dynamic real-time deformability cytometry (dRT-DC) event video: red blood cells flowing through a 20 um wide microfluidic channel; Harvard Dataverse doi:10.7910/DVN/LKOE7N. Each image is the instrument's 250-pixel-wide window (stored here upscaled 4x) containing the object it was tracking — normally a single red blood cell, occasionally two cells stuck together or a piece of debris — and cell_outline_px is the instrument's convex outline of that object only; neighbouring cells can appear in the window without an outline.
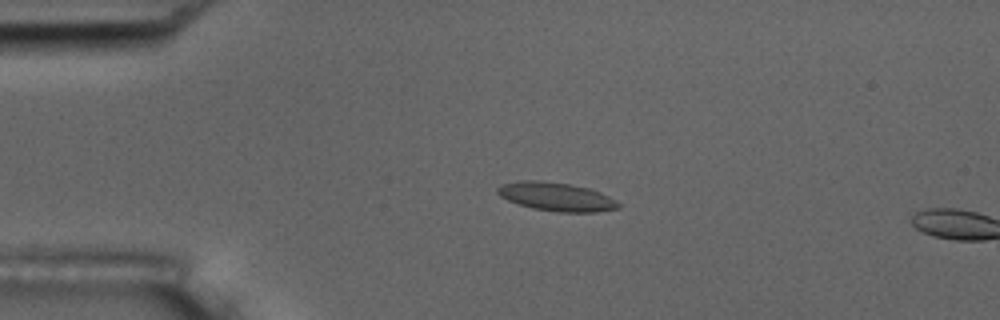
{"species": "common noctule bat (a hibernating species)", "species_latin": "Nyctalus noctula", "temperature_condition": "room temperature", "stored_images_in_passage": 4, "camera_frame_rate_fps": 3000, "um_per_image_px": 0.085, "animal": {"sex": "male", "body_mass_g": 17.5, "forearm_length_mm": 52.3}, "frame": {"image": 1, "passage_image": 3, "time_ms": 2.0, "image_size_px": [1000, 320], "cell_outline_px": [[620, 208], [596, 212], [556, 212], [532, 208], [508, 200], [500, 196], [496, 192], [496, 188], [500, 184], [524, 180], [536, 180], [568, 184], [588, 188], [600, 192], [616, 200], [620, 204]], "centroid_in_image_um": [47.28, 16.72], "position_along_channel_um": 37.7, "area_um2": 20.06}}